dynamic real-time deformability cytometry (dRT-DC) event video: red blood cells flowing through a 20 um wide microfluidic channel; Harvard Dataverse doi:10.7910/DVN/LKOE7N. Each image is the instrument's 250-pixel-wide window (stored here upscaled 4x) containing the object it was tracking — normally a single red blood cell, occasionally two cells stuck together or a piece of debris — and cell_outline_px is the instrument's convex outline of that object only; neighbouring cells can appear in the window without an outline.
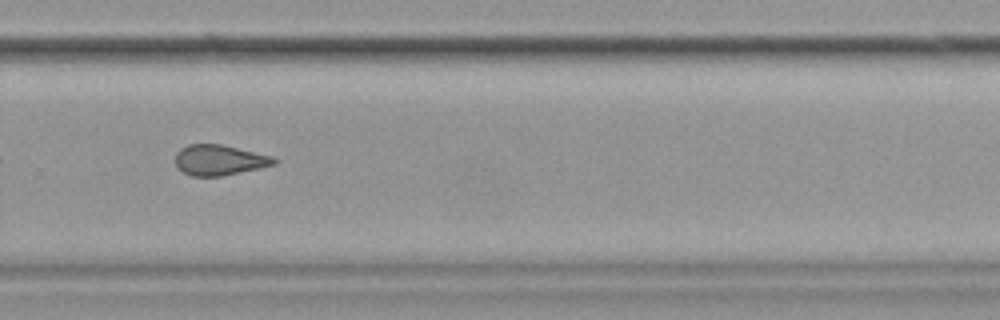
{"species": "common noctule bat (a hibernating species)", "species_latin": "Nyctalus noctula", "temperature_condition": "cold", "stored_images_in_passage": 40, "camera_frame_rate_fps": 3000, "um_per_image_px": 0.085, "animal": {"sex": "female", "body_mass_g": 19.9}, "frame": {"image": 1, "passage_image": 23, "time_ms": 7.333, "image_size_px": [1000, 320], "cell_outline_px": [[280, 160], [276, 164], [220, 176], [192, 176], [184, 172], [176, 164], [176, 152], [180, 148], [188, 144], [220, 144], [272, 156]], "centroid_in_image_um": [18.65, 13.59], "position_along_channel_um": 311.2, "area_um2": 17.28}}
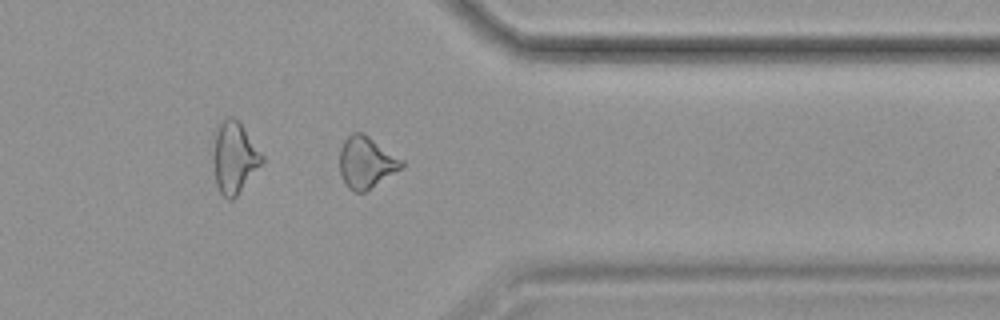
{"frame": {"image": 2, "passage_image": 29, "time_ms": 9.333, "image_size_px": [1000, 320], "cell_outline_px": [[404, 164], [400, 168], [364, 192], [356, 192], [348, 188], [344, 184], [340, 172], [340, 148], [344, 140], [352, 132], [364, 132], [404, 160]], "centroid_in_image_um": [31.1, 13.77], "position_along_channel_um": 380.3, "area_um2": 18.55}}